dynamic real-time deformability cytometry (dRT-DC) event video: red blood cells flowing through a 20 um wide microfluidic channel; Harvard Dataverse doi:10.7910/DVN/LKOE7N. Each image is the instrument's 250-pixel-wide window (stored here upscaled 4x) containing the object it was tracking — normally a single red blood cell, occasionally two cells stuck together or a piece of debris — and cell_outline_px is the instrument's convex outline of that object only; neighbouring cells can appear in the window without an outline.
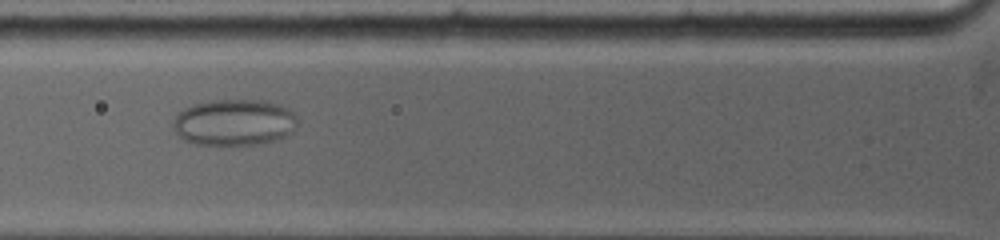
{"species": "common noctule bat (a hibernating species)", "species_latin": "Nyctalus noctula", "temperature_condition": "warm", "stored_images_in_passage": 7, "camera_frame_rate_fps": 5000, "um_per_image_px": 0.085, "animal": {"sex": "female", "body_mass_g": 19.0, "forearm_length_mm": 53.3}, "frame": {"image": 1, "passage_image": 5, "time_ms": 3.4, "image_size_px": [1000, 240], "cell_outline_px": [[296, 128], [288, 136], [276, 140], [260, 144], [192, 144], [184, 140], [172, 128], [172, 120], [184, 108], [196, 104], [216, 100], [264, 100], [280, 104], [288, 108], [296, 116]], "centroid_in_image_um": [19.93, 10.4], "position_along_channel_um": 105.9, "area_um2": 33.7}}